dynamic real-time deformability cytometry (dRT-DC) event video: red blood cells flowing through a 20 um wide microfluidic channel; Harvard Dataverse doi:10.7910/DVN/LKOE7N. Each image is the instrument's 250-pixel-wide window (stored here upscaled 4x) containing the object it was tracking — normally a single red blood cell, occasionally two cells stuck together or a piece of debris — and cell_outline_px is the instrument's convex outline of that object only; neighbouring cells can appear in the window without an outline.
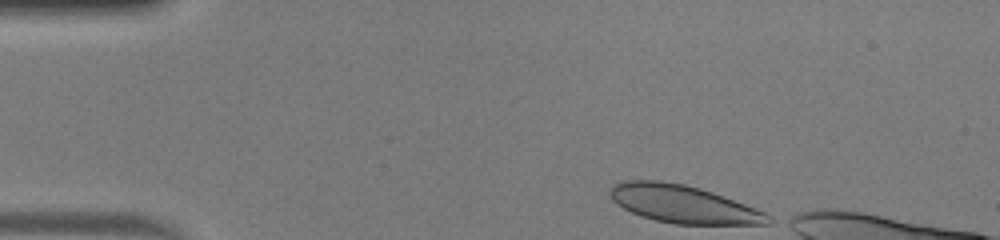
{"species": "human", "species_latin": "Homo sapiens", "temperature_condition": "warm", "stored_images_in_passage": 41, "camera_frame_rate_fps": 3000, "um_per_image_px": 0.085, "donor": {"sex": "male"}, "frame": {"image": 1, "passage_image": 1, "time_ms": 0.0, "image_size_px": [1000, 240], "cell_outline_px": [[776, 220], [772, 224], [676, 224], [656, 220], [640, 216], [616, 204], [612, 200], [612, 184], [624, 180], [660, 180], [684, 184], [700, 188], [724, 196], [756, 208], [764, 212]], "centroid_in_image_um": [58.11, 17.35], "position_along_channel_um": 26.9, "area_um2": 34.8}}
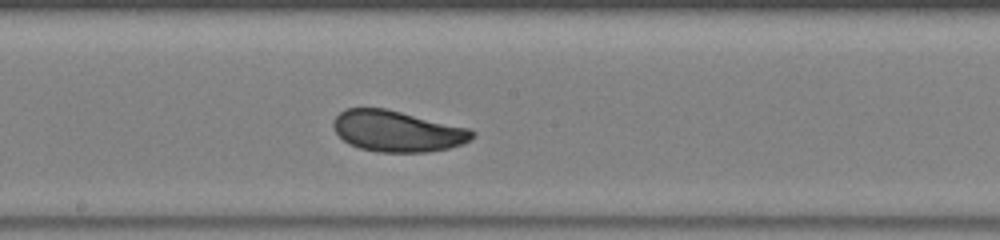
{"frame": {"image": 2, "passage_image": 20, "time_ms": 6.333, "image_size_px": [1000, 240], "cell_outline_px": [[476, 136], [464, 144], [448, 148], [428, 152], [376, 152], [360, 148], [348, 144], [332, 128], [332, 120], [344, 108], [384, 108], [468, 128], [476, 132]], "centroid_in_image_um": [33.75, 11.16], "position_along_channel_um": 214.4, "area_um2": 33.29}}
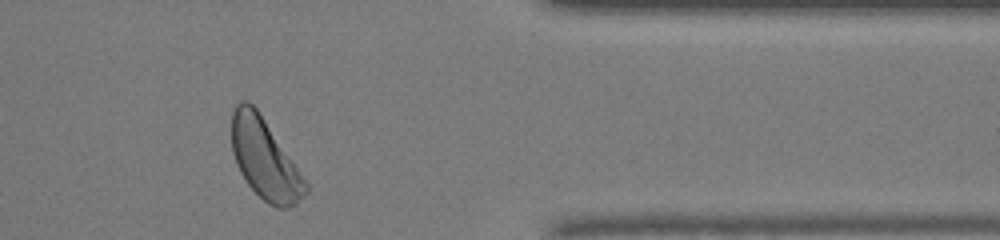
{"frame": {"image": 3, "passage_image": 34, "time_ms": 11.0, "image_size_px": [1000, 240], "cell_outline_px": [[308, 192], [296, 204], [288, 208], [276, 208], [268, 204], [248, 184], [240, 172], [236, 164], [232, 152], [232, 112], [236, 104], [240, 100], [248, 100], [256, 108], [292, 160], [308, 184]], "centroid_in_image_um": [22.49, 13.53], "position_along_channel_um": 388.9, "area_um2": 34.16}}